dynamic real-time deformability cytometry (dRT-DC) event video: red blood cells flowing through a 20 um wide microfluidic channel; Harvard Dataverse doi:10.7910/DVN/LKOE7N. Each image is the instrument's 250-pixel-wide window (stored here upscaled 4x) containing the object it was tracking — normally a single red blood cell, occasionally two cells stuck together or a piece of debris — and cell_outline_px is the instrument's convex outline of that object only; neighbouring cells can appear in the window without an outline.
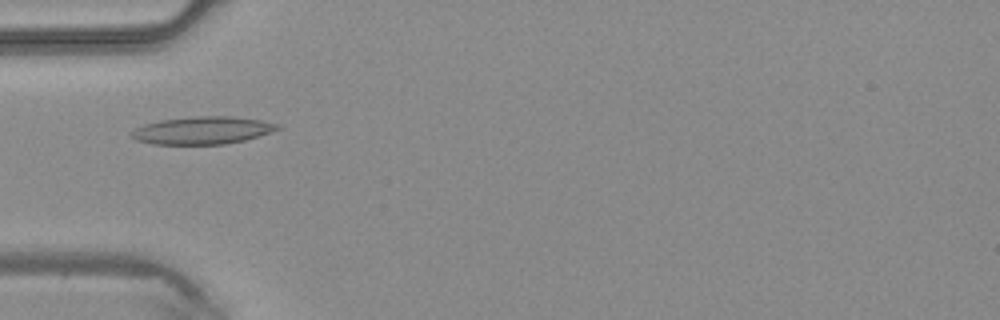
{"species": "common noctule bat (a hibernating species)", "species_latin": "Nyctalus noctula", "temperature_condition": "warm", "stored_images_in_passage": 6, "camera_frame_rate_fps": 3000, "um_per_image_px": 0.085, "animal": {"sex": "male", "body_mass_g": 20.4}, "frame": {"image": 1, "passage_image": 5, "time_ms": 1.333, "image_size_px": [1000, 320], "cell_outline_px": [[280, 128], [244, 140], [224, 144], [152, 144], [136, 140], [132, 136], [132, 132], [136, 128], [144, 124], [160, 120], [196, 116], [232, 116], [260, 120], [280, 124]], "centroid_in_image_um": [17.19, 11.07], "position_along_channel_um": 67.8, "area_um2": 23.18}}
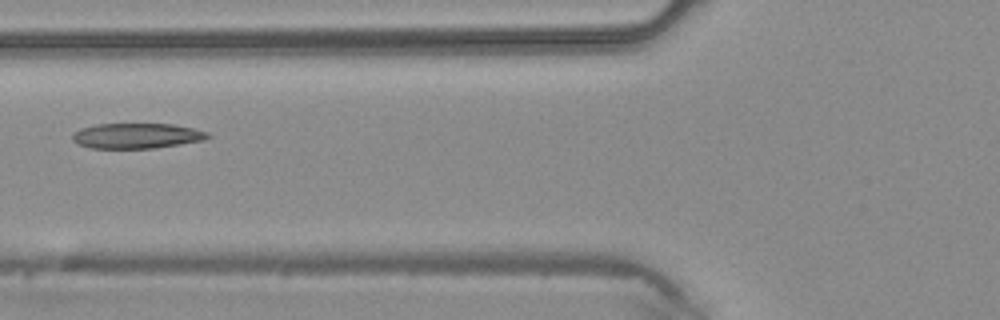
{"frame": {"image": 2, "passage_image": 6, "time_ms": 1.667, "image_size_px": [1000, 320], "cell_outline_px": [[212, 136], [204, 140], [180, 144], [152, 148], [88, 148], [72, 140], [72, 132], [80, 128], [96, 124], [172, 124], [192, 128], [208, 132]], "centroid_in_image_um": [11.6, 11.54], "position_along_channel_um": 114.2, "area_um2": 19.94}}